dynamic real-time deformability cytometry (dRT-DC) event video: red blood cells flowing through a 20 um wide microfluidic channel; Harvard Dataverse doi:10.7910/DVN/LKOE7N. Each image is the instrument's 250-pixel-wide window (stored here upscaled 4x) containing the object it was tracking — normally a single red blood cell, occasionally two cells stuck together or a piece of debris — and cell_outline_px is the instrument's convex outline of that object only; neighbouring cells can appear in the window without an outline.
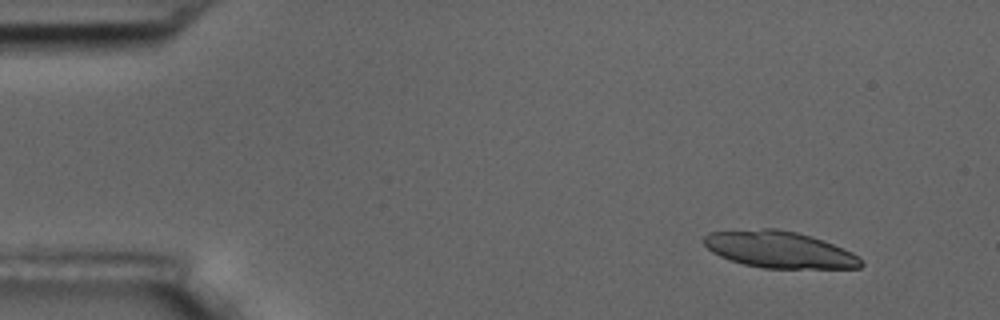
{"species": "common noctule bat (a hibernating species)", "species_latin": "Nyctalus noctula", "temperature_condition": "room temperature", "stored_images_in_passage": 5, "camera_frame_rate_fps": 3000, "um_per_image_px": 0.085, "animal": {"sex": "male", "body_mass_g": 17.5, "forearm_length_mm": 52.3}, "frame": {"image": 1, "passage_image": 1, "time_ms": 0.0, "image_size_px": [1000, 320], "cell_outline_px": [[864, 264], [860, 268], [764, 268], [744, 264], [720, 256], [712, 252], [704, 244], [704, 236], [708, 232], [764, 228], [776, 228], [796, 232], [832, 244], [852, 252], [860, 256], [864, 260]], "centroid_in_image_um": [66.26, 21.22], "position_along_channel_um": 18.7, "area_um2": 33.41}}
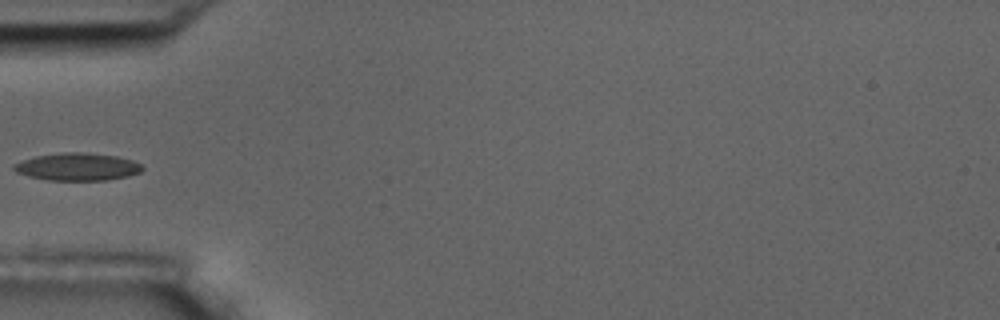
{"frame": {"image": 2, "passage_image": 5, "time_ms": 4.667, "image_size_px": [1000, 320], "cell_outline_px": [[144, 168], [140, 172], [128, 176], [108, 180], [48, 180], [28, 176], [16, 172], [12, 168], [12, 164], [20, 160], [36, 156], [64, 152], [84, 152], [116, 156], [132, 160], [140, 164]], "centroid_in_image_um": [6.55, 14.17], "position_along_channel_um": 78.5, "area_um2": 20.69}}